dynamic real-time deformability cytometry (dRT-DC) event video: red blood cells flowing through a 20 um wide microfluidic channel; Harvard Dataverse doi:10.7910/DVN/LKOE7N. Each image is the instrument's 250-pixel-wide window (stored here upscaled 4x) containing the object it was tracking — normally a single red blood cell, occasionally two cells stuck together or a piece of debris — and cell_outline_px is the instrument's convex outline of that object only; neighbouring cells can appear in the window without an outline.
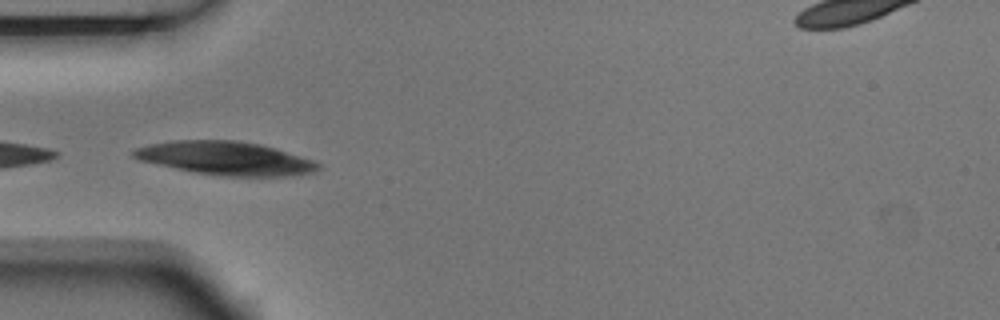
{"species": "Egyptian fruit bat (a non-hibernating species)", "species_latin": "Rousettus aegyptiacus", "temperature_condition": "room temperature", "stored_images_in_passage": 4, "camera_frame_rate_fps": 3000, "um_per_image_px": 0.085, "animal": {"sex": "male"}, "frame": {"image": 1, "passage_image": 2, "time_ms": 0.333, "image_size_px": [1000, 320], "cell_outline_px": [[324, 168], [316, 172], [300, 176], [220, 176], [196, 172], [156, 164], [140, 160], [132, 156], [132, 152], [136, 148], [148, 144], [172, 140], [236, 140], [260, 144], [276, 148], [312, 160], [320, 164]], "centroid_in_image_um": [19.24, 13.46], "position_along_channel_um": 65.8, "area_um2": 36.18}}
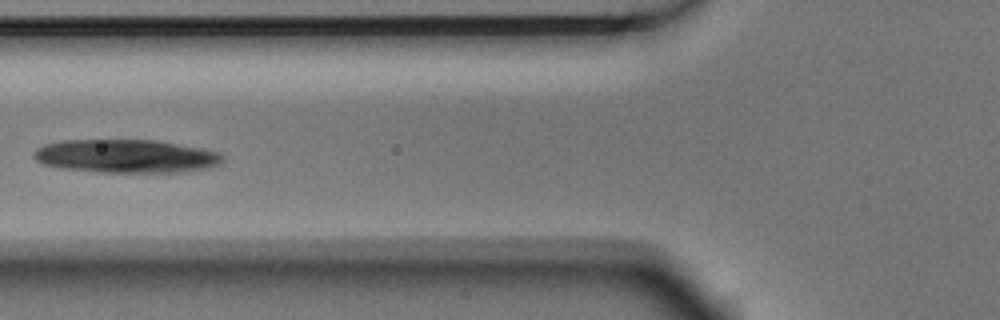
{"frame": {"image": 2, "passage_image": 3, "time_ms": 0.667, "image_size_px": [1000, 320], "cell_outline_px": [[224, 160], [220, 164], [212, 168], [184, 172], [96, 172], [60, 168], [44, 164], [36, 160], [32, 156], [32, 152], [36, 148], [44, 144], [64, 140], [156, 140], [200, 148], [220, 152], [224, 156]], "centroid_in_image_um": [10.73, 13.28], "position_along_channel_um": 115.1, "area_um2": 37.11}}